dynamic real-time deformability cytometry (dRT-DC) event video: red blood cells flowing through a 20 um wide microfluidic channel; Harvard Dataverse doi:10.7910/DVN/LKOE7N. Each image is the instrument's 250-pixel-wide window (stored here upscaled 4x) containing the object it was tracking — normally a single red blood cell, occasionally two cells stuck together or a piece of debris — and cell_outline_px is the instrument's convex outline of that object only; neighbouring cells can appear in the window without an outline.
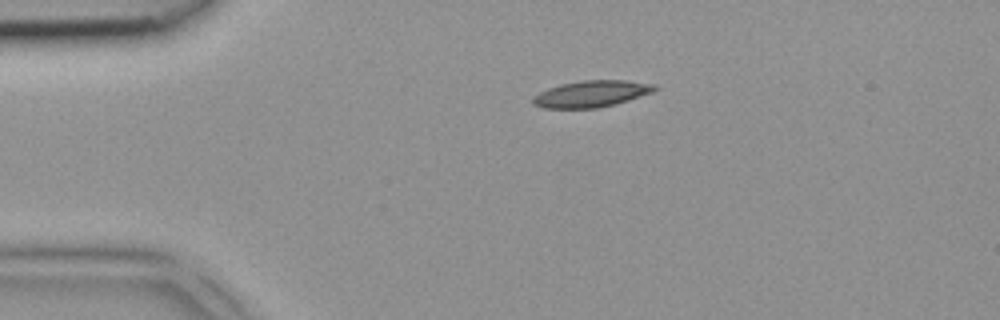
{"species": "common noctule bat (a hibernating species)", "species_latin": "Nyctalus noctula", "temperature_condition": "room temperature", "stored_images_in_passage": 3, "camera_frame_rate_fps": 3000, "um_per_image_px": 0.085, "animal": {"sex": "female", "body_mass_g": 18.4}, "frame": {"image": 1, "passage_image": 3, "time_ms": 0.667, "image_size_px": [1000, 320], "cell_outline_px": [[660, 88], [652, 92], [616, 104], [596, 108], [544, 108], [532, 104], [532, 96], [548, 88], [560, 84], [584, 80], [624, 80], [656, 84]], "centroid_in_image_um": [50.27, 7.97], "position_along_channel_um": 34.7, "area_um2": 18.9}}